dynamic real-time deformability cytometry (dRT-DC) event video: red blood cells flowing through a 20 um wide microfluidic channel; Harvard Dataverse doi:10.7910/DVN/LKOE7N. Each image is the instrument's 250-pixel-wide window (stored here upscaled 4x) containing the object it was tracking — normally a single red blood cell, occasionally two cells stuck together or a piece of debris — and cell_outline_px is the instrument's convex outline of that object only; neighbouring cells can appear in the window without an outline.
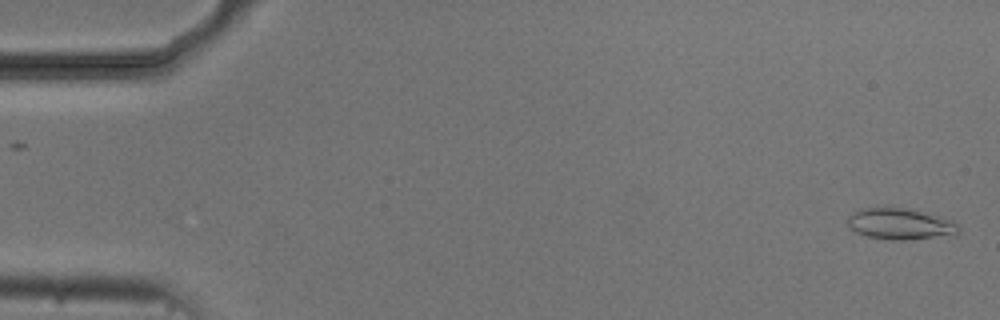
{"species": "common noctule bat (a hibernating species)", "species_latin": "Nyctalus noctula", "temperature_condition": "cold", "stored_images_in_passage": 54, "camera_frame_rate_fps": 3000, "um_per_image_px": 0.085, "animal": {"sex": "male", "body_mass_g": 20.5, "forearm_length_mm": 52.5}, "frame": {"image": 1, "passage_image": 1, "time_ms": 0.0, "image_size_px": [1000, 320], "cell_outline_px": [[960, 232], [956, 236], [908, 240], [888, 240], [868, 236], [856, 232], [848, 228], [848, 216], [852, 212], [860, 208], [904, 208], [940, 216], [952, 220], [960, 224]], "centroid_in_image_um": [76.58, 19.06], "position_along_channel_um": 8.4, "area_um2": 20.63}}
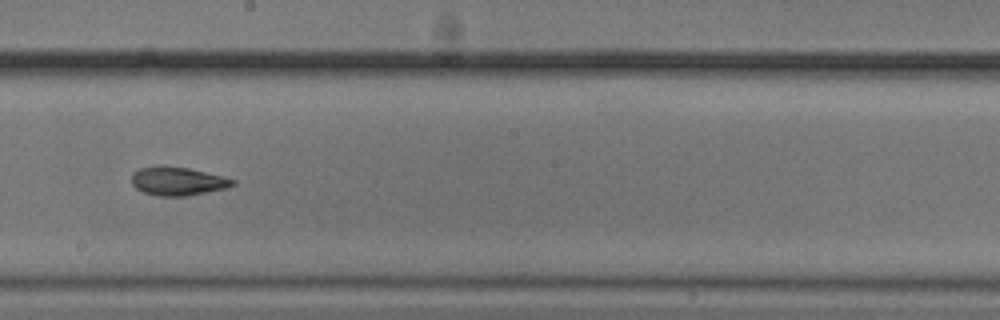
{"frame": {"image": 2, "passage_image": 30, "time_ms": 9.667, "image_size_px": [1000, 320], "cell_outline_px": [[236, 184], [228, 188], [188, 196], [156, 196], [144, 192], [136, 188], [132, 184], [132, 172], [140, 168], [188, 168], [224, 176], [236, 180]], "centroid_in_image_um": [15.17, 15.44], "position_along_channel_um": 233.0, "area_um2": 16.47}}
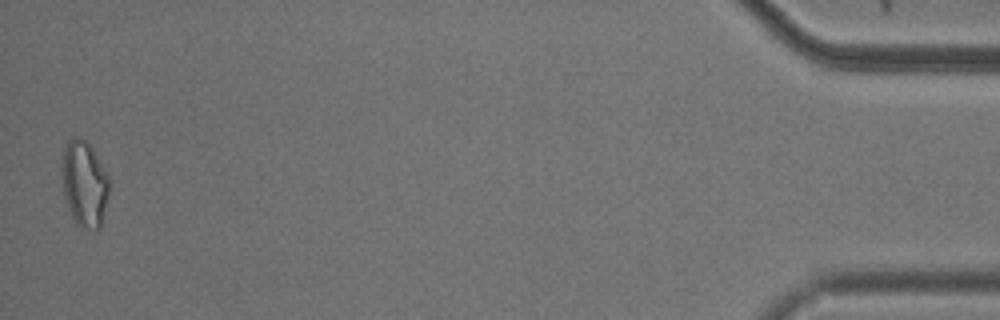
{"frame": {"image": 3, "passage_image": 53, "time_ms": 17.333, "image_size_px": [1000, 320], "cell_outline_px": [[108, 196], [100, 228], [96, 232], [80, 228], [76, 224], [68, 208], [64, 196], [60, 172], [60, 168], [64, 148], [68, 140], [72, 136], [80, 136], [92, 148], [108, 176]], "centroid_in_image_um": [7.13, 15.64], "position_along_channel_um": 428.1, "area_um2": 24.04}, "authors_computed_cell_mechanics": {"area_um2": 17.8602, "velocity_mm_per_s": 3.726, "shape_relaxation_time_tau1_ms": 4.2678, "shape_relaxation_time_tau2_ms": 2.961, "deformation_change_tau1": 0.1209, "deformation_change_tau2": 0.0941}}